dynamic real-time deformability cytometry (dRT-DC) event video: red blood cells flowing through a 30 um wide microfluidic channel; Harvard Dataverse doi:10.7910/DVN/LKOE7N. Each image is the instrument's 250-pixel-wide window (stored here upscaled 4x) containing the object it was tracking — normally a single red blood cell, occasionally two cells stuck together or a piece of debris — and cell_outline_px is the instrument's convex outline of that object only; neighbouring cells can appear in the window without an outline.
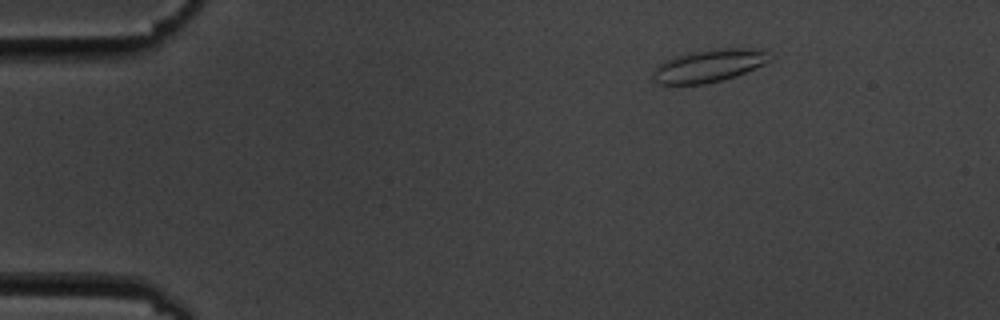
{"species": "common noctule bat (a hibernating species)", "species_latin": "Nyctalus noctula", "temperature_condition": "cold", "stored_images_in_passage": 8, "camera_frame_rate_fps": 3000, "um_per_image_px": 0.085, "animal": {"sex": "male", "body_mass_g": 19.5, "forearm_length_mm": 54.6}, "frame": {"image": 1, "passage_image": 2, "time_ms": 1.0, "image_size_px": [1000, 320], "cell_outline_px": [[772, 60], [764, 64], [736, 76], [704, 84], [660, 84], [652, 80], [652, 76], [656, 68], [664, 60], [688, 52], [708, 48], [752, 48], [768, 52]], "centroid_in_image_um": [60.26, 5.57], "position_along_channel_um": 24.7, "area_um2": 22.31}}
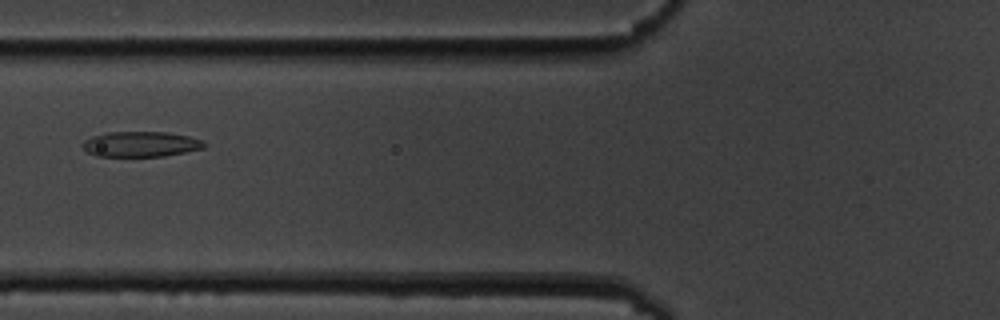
{"frame": {"image": 2, "passage_image": 6, "time_ms": 5.667, "image_size_px": [1000, 320], "cell_outline_px": [[208, 144], [204, 148], [164, 156], [96, 156], [88, 152], [80, 144], [84, 140], [92, 136], [108, 132], [168, 132], [188, 136], [204, 140]], "centroid_in_image_um": [11.98, 12.25], "position_along_channel_um": 113.8, "area_um2": 18.03}}
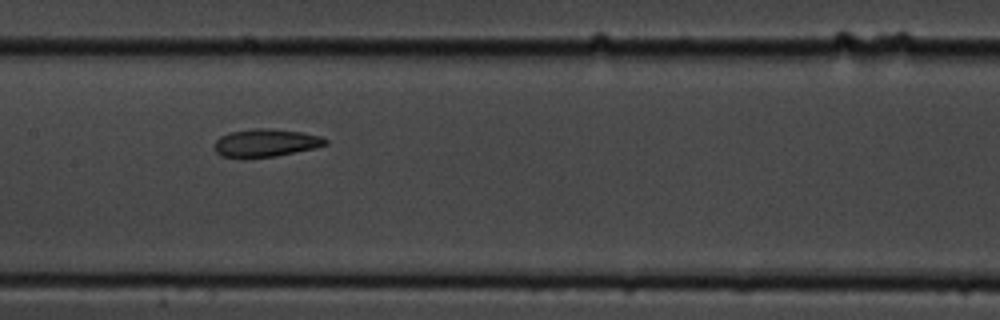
{"frame": {"image": 3, "passage_image": 8, "time_ms": 7.667, "image_size_px": [1000, 320], "cell_outline_px": [[328, 144], [316, 148], [276, 156], [220, 156], [212, 148], [216, 140], [220, 136], [228, 132], [252, 128], [272, 128], [300, 132], [320, 136], [328, 140]], "centroid_in_image_um": [22.59, 12.12], "position_along_channel_um": 184.8, "area_um2": 17.92}}